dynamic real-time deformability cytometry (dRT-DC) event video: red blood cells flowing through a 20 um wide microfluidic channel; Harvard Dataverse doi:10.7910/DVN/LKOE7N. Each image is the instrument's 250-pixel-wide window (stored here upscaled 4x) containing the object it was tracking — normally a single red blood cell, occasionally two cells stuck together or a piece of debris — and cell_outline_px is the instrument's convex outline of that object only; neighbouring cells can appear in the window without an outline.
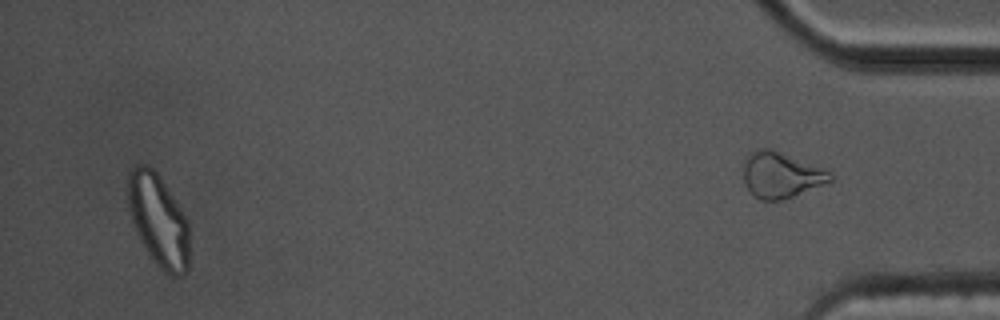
{"species": "common noctule bat (a hibernating species)", "species_latin": "Nyctalus noctula", "temperature_condition": "cold", "stored_images_in_passage": 60, "segment_of_instrument_passage": [2, 3], "camera_frame_rate_fps": 3000, "um_per_image_px": 0.085, "animal": {"sex": "male", "body_mass_g": 17.5, "forearm_length_mm": 52.3}, "frame": {"image": 1, "passage_image": 57, "time_ms": 18.667, "image_size_px": [1000, 320], "cell_outline_px": [[188, 248], [184, 264], [164, 264], [152, 252], [144, 240], [140, 232], [132, 208], [132, 180], [136, 172], [148, 168], [156, 176], [184, 220]], "centroid_in_image_um": [13.48, 18.61], "position_along_channel_um": 421.7, "area_um2": 25.09}}